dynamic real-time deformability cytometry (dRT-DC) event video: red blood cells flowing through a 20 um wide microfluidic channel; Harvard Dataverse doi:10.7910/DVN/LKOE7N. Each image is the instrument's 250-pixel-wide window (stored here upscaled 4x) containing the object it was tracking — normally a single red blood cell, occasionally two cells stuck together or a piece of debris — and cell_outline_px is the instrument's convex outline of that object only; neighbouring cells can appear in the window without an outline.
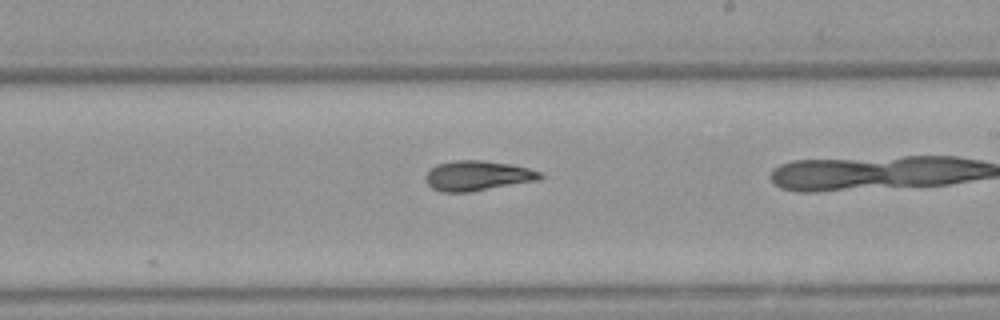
{"species": "Egyptian fruit bat (a non-hibernating species)", "species_latin": "Rousettus aegyptiacus", "temperature_condition": "warm", "stored_images_in_passage": 23, "camera_frame_rate_fps": 3000, "um_per_image_px": 0.085, "animal": {"sex": "female"}, "frame": {"image": 1, "passage_image": 19, "time_ms": 6.0, "image_size_px": [1000, 320], "cell_outline_px": [[544, 176], [540, 180], [472, 192], [440, 192], [432, 188], [424, 180], [424, 176], [436, 164], [456, 160], [484, 160], [512, 164], [528, 168], [540, 172]], "centroid_in_image_um": [40.59, 14.94], "position_along_channel_um": 248.4, "area_um2": 20.29}}
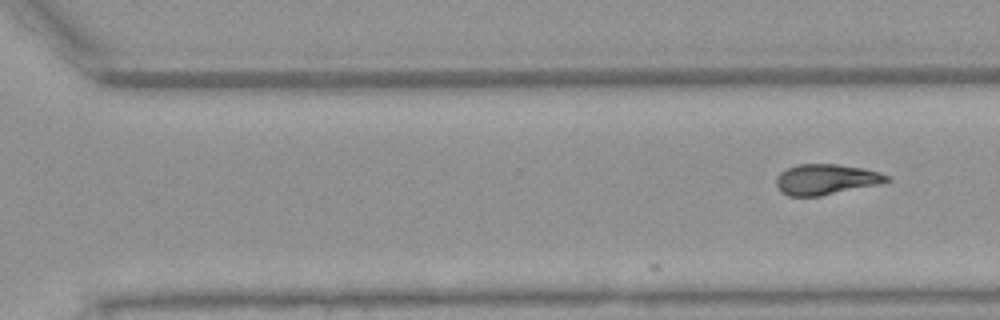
{"frame": {"image": 2, "passage_image": 23, "time_ms": 7.333, "image_size_px": [1000, 320], "cell_outline_px": [[892, 180], [880, 184], [820, 196], [788, 196], [780, 192], [776, 184], [776, 176], [780, 172], [796, 164], [836, 164], [864, 168], [880, 172], [888, 176]], "centroid_in_image_um": [70.2, 15.25], "position_along_channel_um": 300.4, "area_um2": 19.83}}